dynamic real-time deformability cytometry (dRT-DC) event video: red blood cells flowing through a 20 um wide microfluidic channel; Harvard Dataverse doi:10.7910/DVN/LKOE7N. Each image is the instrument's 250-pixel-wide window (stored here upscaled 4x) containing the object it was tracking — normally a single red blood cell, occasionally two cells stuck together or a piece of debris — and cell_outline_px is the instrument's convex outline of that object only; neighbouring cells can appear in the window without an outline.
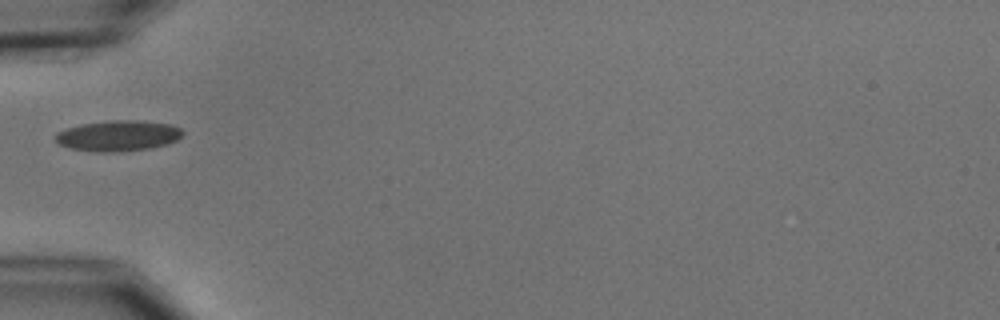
{"species": "common noctule bat (a hibernating species)", "species_latin": "Nyctalus noctula", "temperature_condition": "cold", "stored_images_in_passage": 1, "camera_frame_rate_fps": 3000, "um_per_image_px": 0.085, "animal": {"sex": "male", "body_mass_g": 15.6}, "frame": {"image": 1, "passage_image": 1, "time_ms": 0.0, "image_size_px": [1000, 320], "cell_outline_px": [[184, 132], [176, 140], [168, 144], [148, 148], [112, 152], [104, 152], [72, 148], [60, 144], [56, 140], [56, 132], [68, 128], [84, 124], [112, 120], [136, 120], [168, 124], [180, 128]], "centroid_in_image_um": [10.06, 11.53], "position_along_channel_um": 74.9, "area_um2": 22.2}}